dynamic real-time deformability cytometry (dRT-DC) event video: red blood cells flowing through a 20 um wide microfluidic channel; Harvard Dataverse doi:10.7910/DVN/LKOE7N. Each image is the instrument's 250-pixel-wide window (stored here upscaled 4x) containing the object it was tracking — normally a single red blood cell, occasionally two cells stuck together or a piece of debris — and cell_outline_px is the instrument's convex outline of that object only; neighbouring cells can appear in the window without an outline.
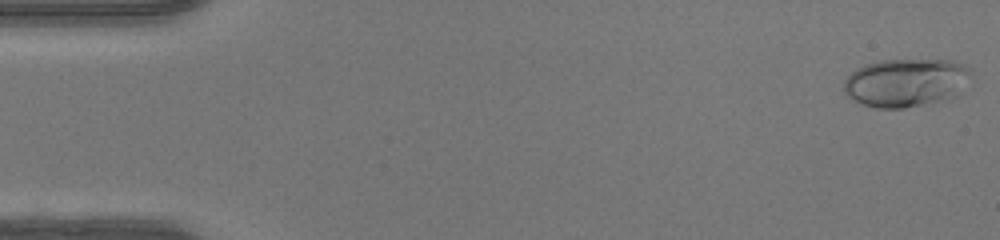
{"species": "human", "species_latin": "Homo sapiens", "temperature_condition": "warm", "stored_images_in_passage": 47, "camera_frame_rate_fps": 3000, "um_per_image_px": 0.085, "donor": {"sex": "female"}, "frame": {"image": 1, "passage_image": 1, "time_ms": 0.0, "image_size_px": [1000, 240], "cell_outline_px": [[972, 68], [956, 96], [940, 100], [904, 108], [876, 108], [852, 100], [844, 92], [844, 80], [856, 68], [868, 64], [884, 60], [948, 60], [964, 64]], "centroid_in_image_um": [76.95, 7.02], "position_along_channel_um": 8.0, "area_um2": 35.26}}
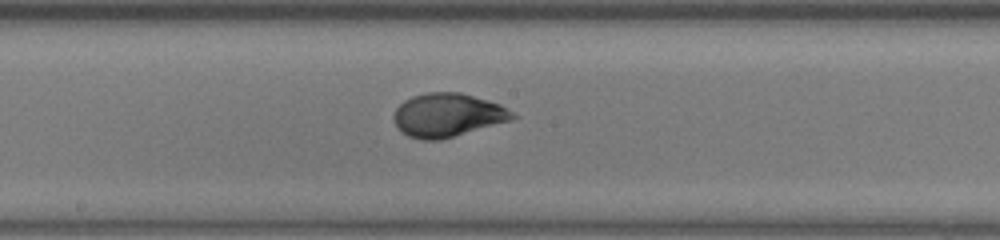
{"frame": {"image": 2, "passage_image": 25, "time_ms": 8.0, "image_size_px": [1000, 240], "cell_outline_px": [[516, 116], [508, 120], [440, 140], [420, 140], [408, 136], [400, 132], [396, 128], [392, 120], [392, 116], [396, 108], [404, 100], [412, 96], [428, 92], [460, 92], [488, 100], [500, 104], [512, 112]], "centroid_in_image_um": [37.94, 9.78], "position_along_channel_um": 210.3, "area_um2": 30.0}}
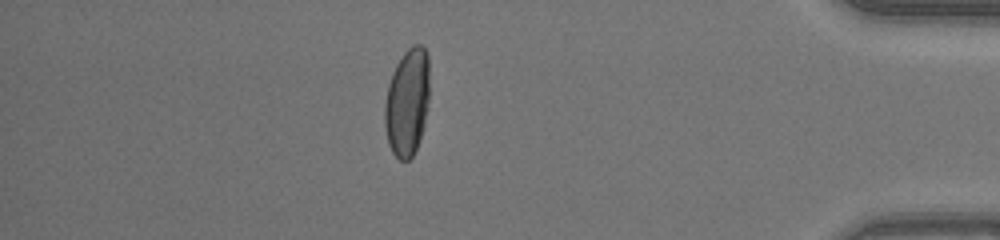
{"frame": {"image": 3, "passage_image": 41, "time_ms": 13.333, "image_size_px": [1000, 240], "cell_outline_px": [[428, 108], [424, 124], [416, 148], [412, 156], [408, 160], [400, 160], [392, 152], [388, 144], [384, 124], [384, 104], [388, 84], [392, 72], [396, 64], [404, 52], [412, 44], [420, 44], [428, 52]], "centroid_in_image_um": [34.6, 8.66], "position_along_channel_um": 400.6, "area_um2": 28.21}, "authors_computed_cell_mechanics": {"area_um2": 29.6514, "velocity_mm_per_s": 4.3754, "shape_relaxation_time_tau1_ms": 3.9725, "shape_relaxation_time_tau2_ms": null, "deformation_change_tau1": 0.2029, "deformation_change_tau2": null}}